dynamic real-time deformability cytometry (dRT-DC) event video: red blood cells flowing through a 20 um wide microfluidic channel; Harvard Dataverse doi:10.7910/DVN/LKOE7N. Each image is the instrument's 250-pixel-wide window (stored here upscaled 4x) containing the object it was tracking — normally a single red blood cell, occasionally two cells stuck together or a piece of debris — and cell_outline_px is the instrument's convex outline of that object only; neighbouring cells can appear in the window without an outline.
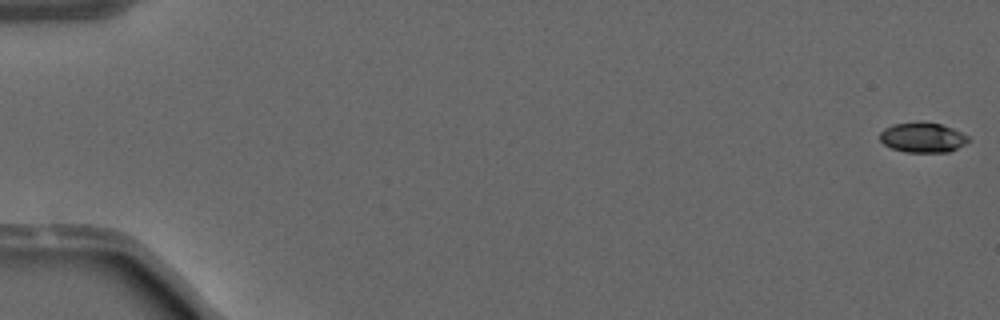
{"species": "common noctule bat (a hibernating species)", "species_latin": "Nyctalus noctula", "temperature_condition": "warm", "stored_images_in_passage": 8, "camera_frame_rate_fps": 3000, "um_per_image_px": 0.085, "animal": {"sex": "male", "forearm_length_mm": 52.5}, "frame": {"image": 1, "passage_image": 1, "time_ms": 0.0, "image_size_px": [1000, 320], "cell_outline_px": [[972, 140], [948, 152], [904, 152], [892, 148], [884, 144], [880, 140], [880, 132], [884, 128], [892, 124], [920, 120], [940, 124], [952, 128], [968, 136]], "centroid_in_image_um": [78.4, 11.66], "position_along_channel_um": 6.6, "area_um2": 15.66}}